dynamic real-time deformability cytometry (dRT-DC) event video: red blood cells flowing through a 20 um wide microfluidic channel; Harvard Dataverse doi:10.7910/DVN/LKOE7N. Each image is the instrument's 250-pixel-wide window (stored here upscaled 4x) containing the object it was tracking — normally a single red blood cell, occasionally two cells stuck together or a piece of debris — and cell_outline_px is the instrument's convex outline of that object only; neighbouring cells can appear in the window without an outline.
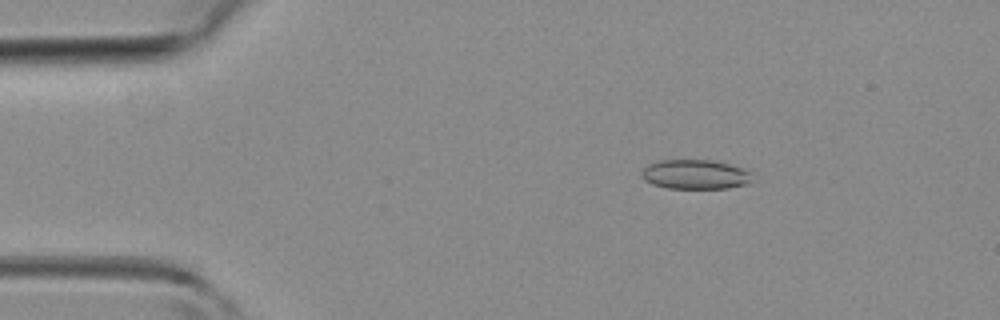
{"species": "common noctule bat (a hibernating species)", "species_latin": "Nyctalus noctula", "temperature_condition": "room temperature", "stored_images_in_passage": 42, "camera_frame_rate_fps": 3000, "um_per_image_px": 0.085, "animal": {"sex": "female", "body_mass_g": 19.3, "forearm_length_mm": 54.1}, "frame": {"image": 1, "passage_image": 6, "time_ms": 1.667, "image_size_px": [1000, 320], "cell_outline_px": [[756, 172], [748, 184], [728, 188], [668, 188], [652, 184], [644, 180], [640, 172], [648, 164], [656, 160], [712, 160], [744, 168]], "centroid_in_image_um": [59.13, 14.82], "position_along_channel_um": 25.9, "area_um2": 19.31}}
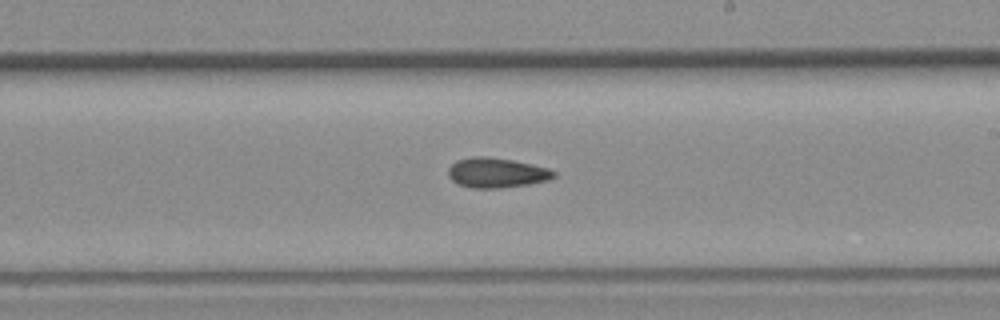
{"frame": {"image": 2, "passage_image": 24, "time_ms": 7.667, "image_size_px": [1000, 320], "cell_outline_px": [[556, 176], [548, 180], [528, 184], [496, 188], [472, 188], [460, 184], [452, 180], [448, 176], [448, 168], [456, 160], [472, 156], [488, 156], [512, 160], [532, 164], [548, 168], [556, 172]], "centroid_in_image_um": [42.2, 14.67], "position_along_channel_um": 246.8, "area_um2": 18.38}}
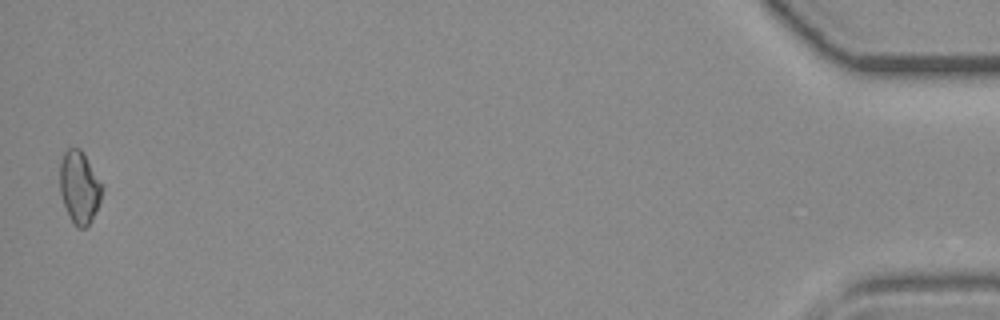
{"frame": {"image": 3, "passage_image": 42, "time_ms": 13.667, "image_size_px": [1000, 320], "cell_outline_px": [[104, 188], [100, 200], [88, 224], [84, 228], [76, 228], [72, 224], [64, 204], [60, 192], [60, 164], [64, 152], [68, 148], [80, 148]], "centroid_in_image_um": [6.72, 15.92], "position_along_channel_um": 428.5, "area_um2": 17.46}}